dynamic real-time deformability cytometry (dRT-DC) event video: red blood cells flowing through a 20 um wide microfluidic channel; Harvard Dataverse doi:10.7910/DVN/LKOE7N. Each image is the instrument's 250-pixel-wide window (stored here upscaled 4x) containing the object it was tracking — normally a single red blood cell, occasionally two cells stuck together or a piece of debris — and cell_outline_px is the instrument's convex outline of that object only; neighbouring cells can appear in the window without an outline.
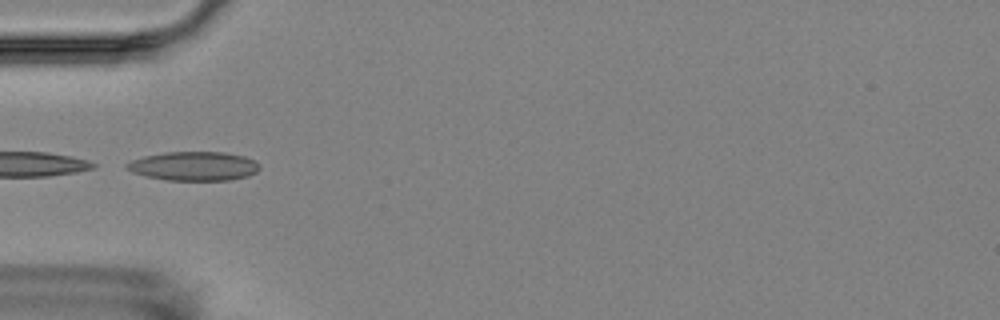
{"species": "Egyptian fruit bat (a non-hibernating species)", "species_latin": "Rousettus aegyptiacus", "temperature_condition": "room temperature", "stored_images_in_passage": 4, "camera_frame_rate_fps": 3000, "um_per_image_px": 0.085, "animal": {"sex": "female"}, "frame": {"image": 1, "passage_image": 3, "time_ms": 3.0, "image_size_px": [1000, 320], "cell_outline_px": [[260, 168], [256, 172], [248, 176], [232, 180], [164, 180], [144, 176], [132, 172], [124, 168], [124, 164], [132, 160], [144, 156], [164, 152], [224, 152], [244, 156], [256, 160], [260, 164]], "centroid_in_image_um": [16.47, 14.12], "position_along_channel_um": 68.5, "area_um2": 22.77}}
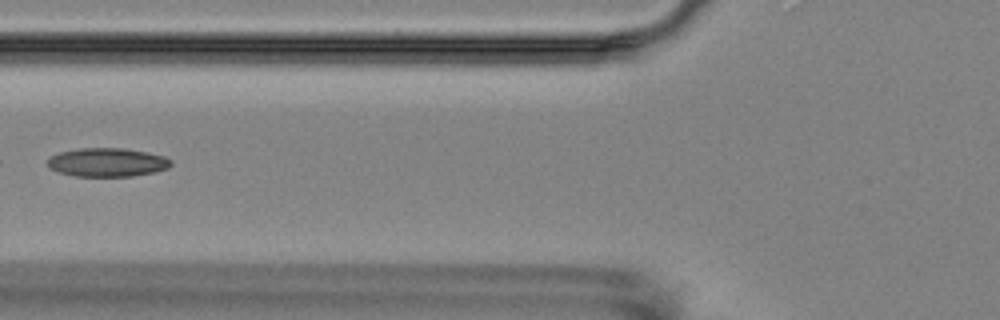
{"frame": {"image": 2, "passage_image": 4, "time_ms": 4.333, "image_size_px": [1000, 320], "cell_outline_px": [[172, 164], [168, 168], [156, 172], [132, 176], [72, 176], [48, 168], [48, 160], [52, 156], [60, 152], [80, 148], [124, 148], [148, 152], [164, 156], [172, 160]], "centroid_in_image_um": [9.15, 13.8], "position_along_channel_um": 116.6, "area_um2": 20.69}}